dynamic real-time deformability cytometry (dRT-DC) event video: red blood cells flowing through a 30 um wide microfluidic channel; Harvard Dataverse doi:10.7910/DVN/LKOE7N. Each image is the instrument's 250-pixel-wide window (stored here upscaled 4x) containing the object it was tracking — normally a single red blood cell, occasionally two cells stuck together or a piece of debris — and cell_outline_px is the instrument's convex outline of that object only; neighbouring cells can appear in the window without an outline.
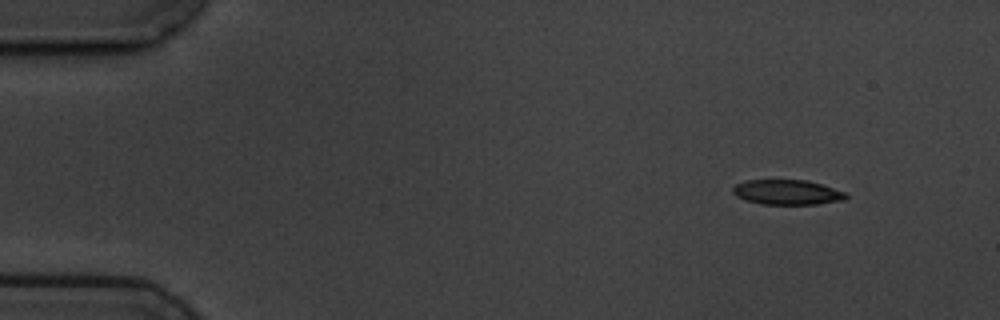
{"species": "common noctule bat (a hibernating species)", "species_latin": "Nyctalus noctula", "temperature_condition": "cold", "stored_images_in_passage": 4, "camera_frame_rate_fps": 3000, "um_per_image_px": 0.085, "animal": {"sex": "male", "body_mass_g": 19.5, "forearm_length_mm": 54.6}, "frame": {"image": 1, "passage_image": 1, "time_ms": 0.0, "image_size_px": [1000, 320], "cell_outline_px": [[848, 196], [844, 200], [816, 204], [760, 204], [744, 200], [736, 196], [732, 192], [732, 188], [736, 184], [748, 180], [808, 180], [848, 192]], "centroid_in_image_um": [66.93, 16.34], "position_along_channel_um": 18.1, "area_um2": 16.59}}
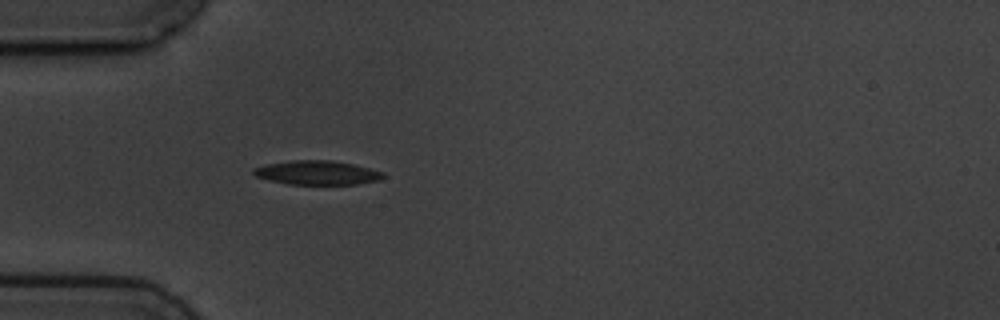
{"frame": {"image": 2, "passage_image": 4, "time_ms": 3.667, "image_size_px": [1000, 320], "cell_outline_px": [[384, 176], [380, 180], [356, 184], [288, 184], [268, 180], [256, 176], [252, 172], [252, 168], [264, 164], [292, 160], [332, 160], [352, 164], [384, 172]], "centroid_in_image_um": [26.91, 14.67], "position_along_channel_um": 58.1, "area_um2": 18.21}}